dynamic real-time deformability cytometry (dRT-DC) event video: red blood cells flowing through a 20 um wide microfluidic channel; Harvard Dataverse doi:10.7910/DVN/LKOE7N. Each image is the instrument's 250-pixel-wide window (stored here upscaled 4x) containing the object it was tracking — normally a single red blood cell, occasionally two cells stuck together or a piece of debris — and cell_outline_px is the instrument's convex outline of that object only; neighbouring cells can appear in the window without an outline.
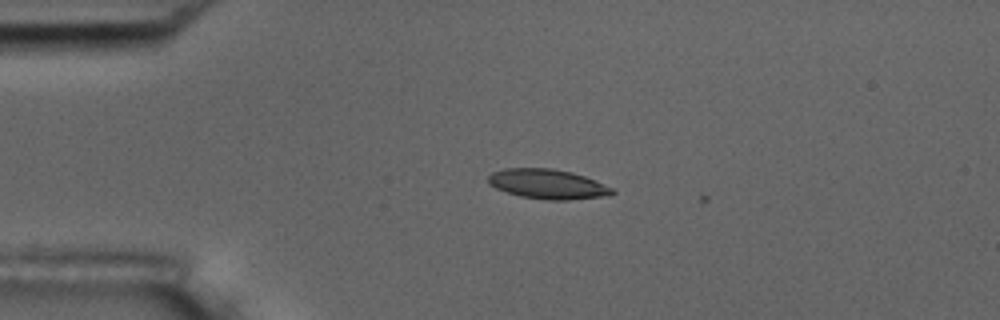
{"species": "common noctule bat (a hibernating species)", "species_latin": "Nyctalus noctula", "temperature_condition": "room temperature", "stored_images_in_passage": 4, "camera_frame_rate_fps": 3000, "um_per_image_px": 0.085, "animal": {"sex": "male", "body_mass_g": 17.5, "forearm_length_mm": 52.3}, "frame": {"image": 1, "passage_image": 3, "time_ms": 0.667, "image_size_px": [1000, 320], "cell_outline_px": [[616, 192], [608, 196], [568, 200], [548, 200], [520, 196], [496, 188], [488, 184], [488, 176], [492, 172], [504, 168], [552, 168], [572, 172], [584, 176], [612, 188]], "centroid_in_image_um": [46.54, 15.64], "position_along_channel_um": 38.5, "area_um2": 21.44}}